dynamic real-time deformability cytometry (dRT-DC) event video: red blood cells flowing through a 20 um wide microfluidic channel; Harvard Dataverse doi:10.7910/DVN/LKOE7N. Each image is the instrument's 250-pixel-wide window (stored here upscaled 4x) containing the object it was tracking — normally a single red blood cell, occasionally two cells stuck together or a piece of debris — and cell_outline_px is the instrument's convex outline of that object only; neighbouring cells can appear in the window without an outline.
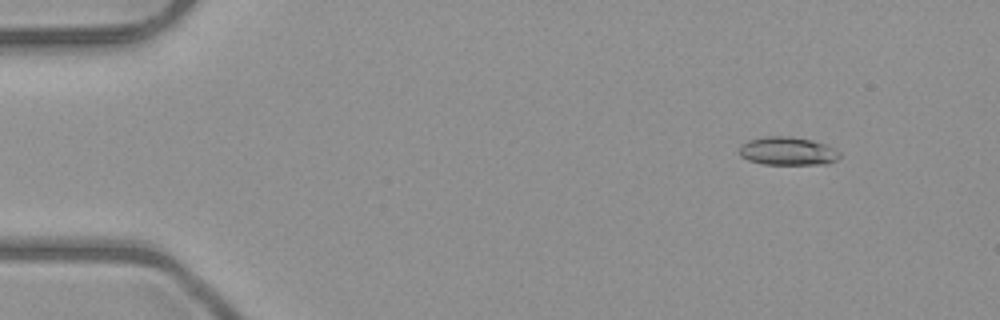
{"species": "common noctule bat (a hibernating species)", "species_latin": "Nyctalus noctula", "temperature_condition": "room temperature", "stored_images_in_passage": 50, "camera_frame_rate_fps": 3000, "um_per_image_px": 0.085, "animal": {"sex": "male", "body_mass_g": 23.1, "forearm_length_mm": 52.7}, "frame": {"image": 1, "passage_image": 4, "time_ms": 1.0, "image_size_px": [1000, 320], "cell_outline_px": [[840, 156], [836, 160], [828, 164], [764, 164], [748, 160], [740, 156], [740, 144], [748, 140], [764, 136], [788, 136], [812, 140], [824, 144], [840, 152]], "centroid_in_image_um": [66.93, 12.84], "position_along_channel_um": 18.1, "area_um2": 16.53}}
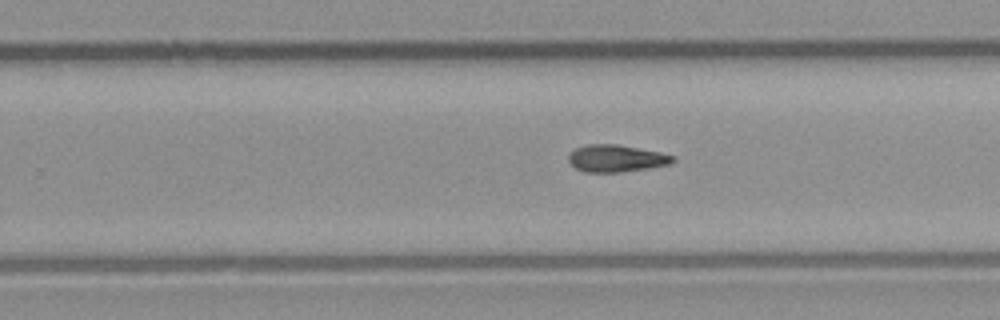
{"frame": {"image": 2, "passage_image": 31, "time_ms": 10.0, "image_size_px": [1000, 320], "cell_outline_px": [[676, 160], [672, 164], [620, 172], [584, 172], [576, 168], [568, 160], [568, 156], [576, 148], [588, 144], [616, 144], [660, 152], [676, 156]], "centroid_in_image_um": [52.41, 13.46], "position_along_channel_um": 277.4, "area_um2": 16.42}}
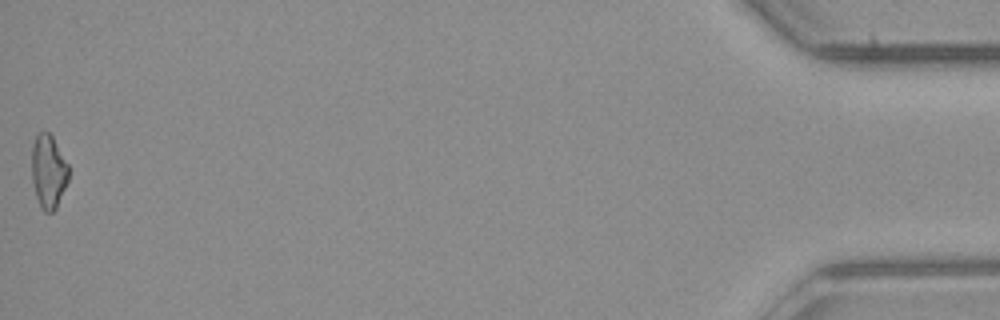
{"frame": {"image": 3, "passage_image": 50, "time_ms": 16.333, "image_size_px": [1000, 320], "cell_outline_px": [[68, 180], [56, 208], [52, 212], [44, 212], [40, 208], [36, 196], [32, 180], [32, 144], [36, 136], [40, 132], [48, 132], [52, 136], [68, 164]], "centroid_in_image_um": [4.11, 14.59], "position_along_channel_um": 431.1, "area_um2": 15.72}}